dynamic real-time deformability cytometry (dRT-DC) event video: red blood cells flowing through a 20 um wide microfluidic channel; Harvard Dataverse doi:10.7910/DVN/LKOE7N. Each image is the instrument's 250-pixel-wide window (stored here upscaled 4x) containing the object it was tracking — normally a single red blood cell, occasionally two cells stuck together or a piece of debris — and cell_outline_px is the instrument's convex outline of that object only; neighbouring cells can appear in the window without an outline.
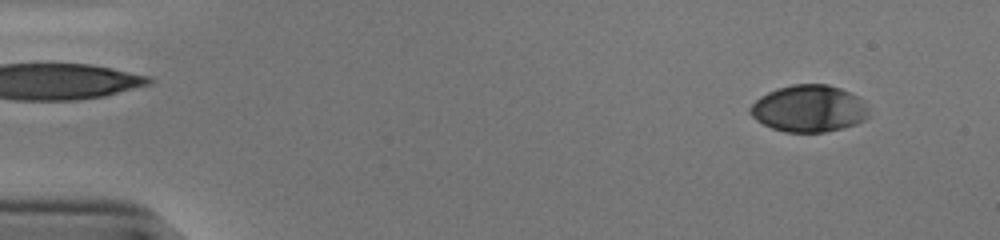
{"species": "human", "species_latin": "Homo sapiens", "temperature_condition": "cold", "stored_images_in_passage": 54, "camera_frame_rate_fps": 3000, "um_per_image_px": 0.085, "donor": {"sex": "male"}, "frame": {"image": 1, "passage_image": 5, "time_ms": 1.333, "image_size_px": [1000, 240], "cell_outline_px": [[868, 116], [864, 120], [856, 124], [844, 128], [824, 132], [784, 132], [772, 128], [756, 120], [748, 112], [748, 108], [760, 96], [776, 88], [792, 84], [828, 84], [840, 88], [856, 96], [868, 108]], "centroid_in_image_um": [68.72, 9.23], "position_along_channel_um": 16.3, "area_um2": 32.43}}
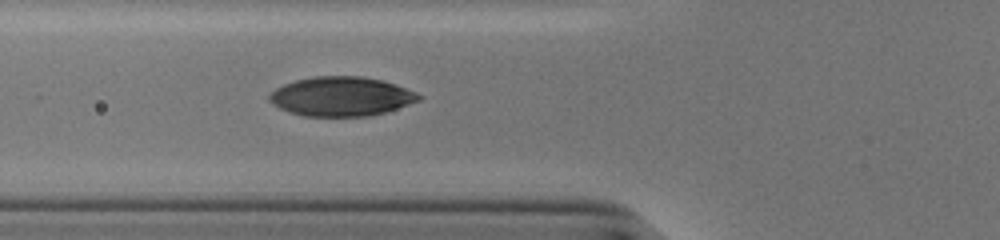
{"frame": {"image": 2, "passage_image": 21, "time_ms": 6.667, "image_size_px": [1000, 240], "cell_outline_px": [[424, 96], [420, 100], [384, 112], [368, 116], [304, 116], [288, 112], [272, 104], [268, 100], [268, 96], [276, 88], [284, 84], [296, 80], [316, 76], [360, 76], [380, 80], [396, 84], [416, 92]], "centroid_in_image_um": [28.99, 8.2], "position_along_channel_um": 96.8, "area_um2": 34.1}}
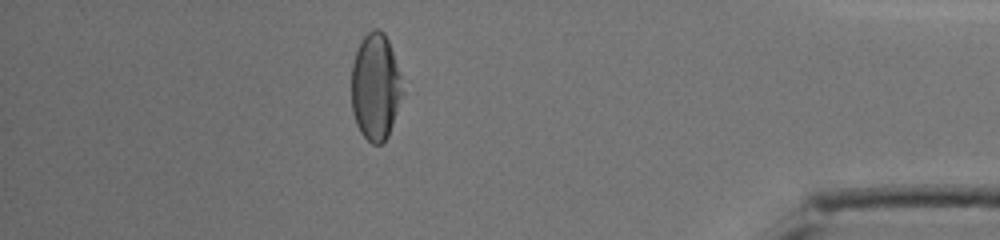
{"frame": {"image": 3, "passage_image": 48, "time_ms": 15.667, "image_size_px": [1000, 240], "cell_outline_px": [[404, 92], [388, 136], [380, 144], [372, 144], [360, 132], [356, 124], [352, 112], [352, 64], [360, 40], [372, 28], [376, 28], [384, 32], [388, 40], [400, 76]], "centroid_in_image_um": [31.91, 7.38], "position_along_channel_um": 403.3, "area_um2": 31.67}, "authors_computed_cell_mechanics": {"area_um2": 33.524, "velocity_mm_per_s": 3.8294, "shape_relaxation_time_tau1_ms": 3.4662, "shape_relaxation_time_tau2_ms": 0.5824, "deformation_change_tau1": 0.1498, "deformation_change_tau2": 0.0401}}